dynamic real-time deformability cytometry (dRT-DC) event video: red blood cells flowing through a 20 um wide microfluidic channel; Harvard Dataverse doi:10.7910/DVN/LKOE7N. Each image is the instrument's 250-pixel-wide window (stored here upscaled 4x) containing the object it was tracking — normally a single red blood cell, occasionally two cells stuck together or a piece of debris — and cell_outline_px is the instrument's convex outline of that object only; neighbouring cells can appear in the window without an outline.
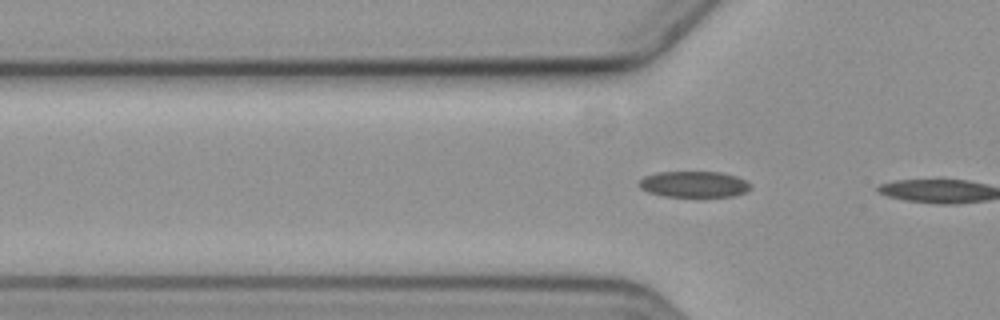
{"species": "common noctule bat (a hibernating species)", "species_latin": "Nyctalus noctula", "temperature_condition": "cold", "stored_images_in_passage": 4, "camera_frame_rate_fps": 3000, "um_per_image_px": 0.085, "animal": {"sex": "female", "body_mass_g": 19.3, "forearm_length_mm": 54.1}, "frame": {"image": 1, "passage_image": 4, "time_ms": 3.667, "image_size_px": [1000, 320], "cell_outline_px": [[752, 188], [744, 192], [732, 196], [664, 196], [648, 192], [640, 188], [640, 180], [644, 176], [656, 172], [720, 172], [736, 176], [752, 184]], "centroid_in_image_um": [58.99, 15.65], "position_along_channel_um": 66.8, "area_um2": 16.82}}